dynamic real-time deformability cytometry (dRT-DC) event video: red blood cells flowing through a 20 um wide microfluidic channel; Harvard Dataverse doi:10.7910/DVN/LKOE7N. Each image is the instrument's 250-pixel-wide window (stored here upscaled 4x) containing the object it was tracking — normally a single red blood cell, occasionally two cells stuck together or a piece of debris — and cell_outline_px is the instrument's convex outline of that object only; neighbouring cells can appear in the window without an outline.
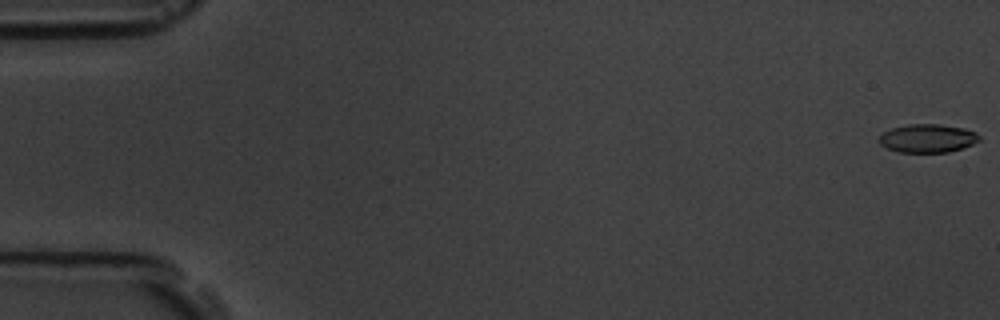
{"species": "common noctule bat (a hibernating species)", "species_latin": "Nyctalus noctula", "temperature_condition": "room temperature", "stored_images_in_passage": 56, "camera_frame_rate_fps": 3000, "um_per_image_px": 0.085, "animal": {"sex": "male", "body_mass_g": 19.5, "forearm_length_mm": 54.6}, "frame": {"image": 1, "passage_image": 1, "time_ms": 0.0, "image_size_px": [1000, 320], "cell_outline_px": [[980, 140], [964, 148], [948, 152], [896, 152], [880, 144], [880, 136], [884, 132], [892, 128], [908, 124], [940, 124], [964, 128], [976, 132], [980, 136]], "centroid_in_image_um": [78.88, 11.75], "position_along_channel_um": 6.1, "area_um2": 16.59}}
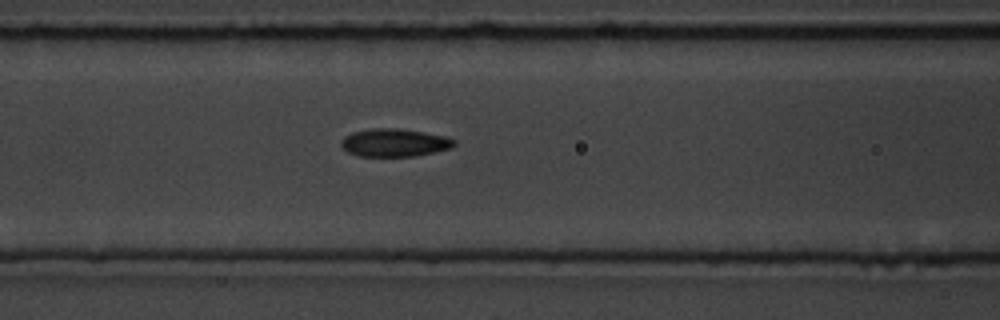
{"frame": {"image": 2, "passage_image": 24, "time_ms": 7.667, "image_size_px": [1000, 320], "cell_outline_px": [[456, 144], [452, 148], [416, 156], [360, 156], [348, 152], [340, 144], [340, 140], [344, 136], [352, 132], [372, 128], [396, 128], [444, 136], [456, 140]], "centroid_in_image_um": [33.51, 12.13], "position_along_channel_um": 133.1, "area_um2": 18.32}}
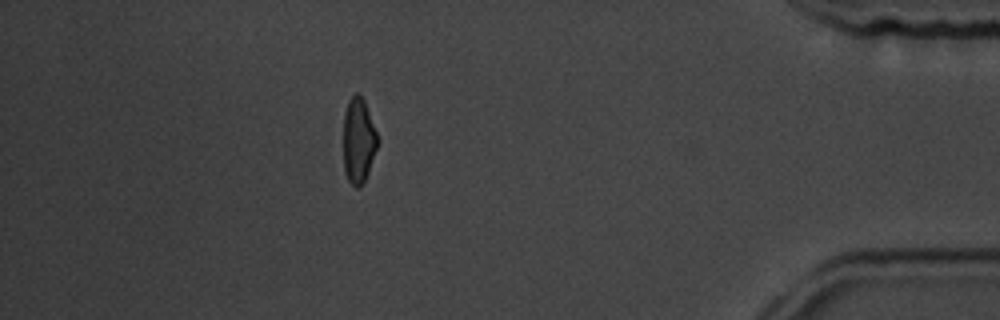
{"frame": {"image": 3, "passage_image": 50, "time_ms": 16.333, "image_size_px": [1000, 320], "cell_outline_px": [[376, 148], [368, 172], [364, 180], [356, 188], [348, 180], [344, 172], [344, 112], [348, 100], [356, 92], [360, 92], [364, 100], [376, 132]], "centroid_in_image_um": [30.44, 11.9], "position_along_channel_um": 404.8, "area_um2": 16.59}, "authors_computed_cell_mechanics": {"area_um2": 17.7735, "velocity_mm_per_s": 3.6852, "shape_relaxation_time_tau1_ms": 2.9751, "shape_relaxation_time_tau2_ms": 1.8201, "deformation_change_tau1": 0.1272, "deformation_change_tau2": 0.0756}}